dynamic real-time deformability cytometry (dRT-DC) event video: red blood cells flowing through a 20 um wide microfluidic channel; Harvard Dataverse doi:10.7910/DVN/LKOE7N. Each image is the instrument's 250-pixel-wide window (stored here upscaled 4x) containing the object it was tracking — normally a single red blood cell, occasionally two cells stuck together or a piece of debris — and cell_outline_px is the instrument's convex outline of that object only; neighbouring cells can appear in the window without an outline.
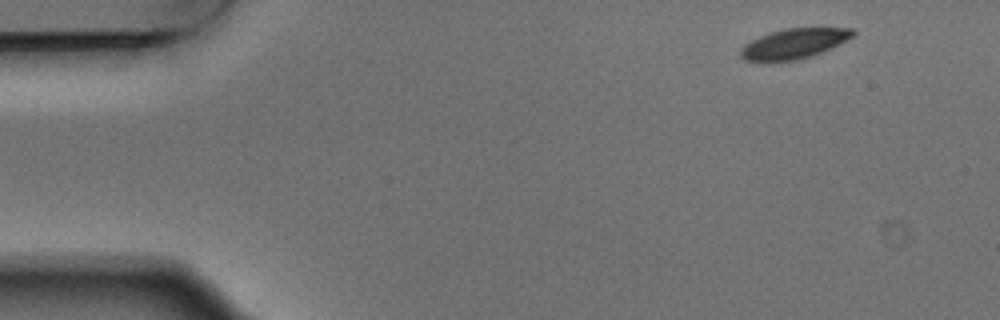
{"species": "Egyptian fruit bat (a non-hibernating species)", "species_latin": "Rousettus aegyptiacus", "temperature_condition": "warm", "stored_images_in_passage": 4, "camera_frame_rate_fps": 3000, "um_per_image_px": 0.085, "animal": {"sex": "male"}, "frame": {"image": 1, "passage_image": 1, "time_ms": 0.0, "image_size_px": [1000, 320], "cell_outline_px": [[856, 32], [848, 40], [840, 44], [812, 56], [800, 60], [768, 64], [744, 60], [740, 56], [740, 48], [744, 44], [760, 36], [784, 28], [852, 28]], "centroid_in_image_um": [67.43, 3.76], "position_along_channel_um": 17.6, "area_um2": 20.29}}
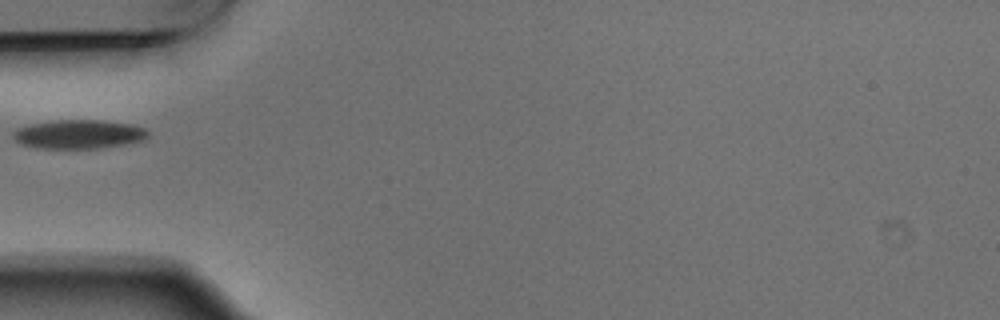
{"frame": {"image": 2, "passage_image": 4, "time_ms": 1.0, "image_size_px": [1000, 320], "cell_outline_px": [[148, 136], [144, 140], [124, 144], [96, 148], [36, 148], [20, 144], [12, 136], [12, 132], [16, 128], [32, 124], [56, 120], [100, 120], [132, 124], [144, 128], [148, 132]], "centroid_in_image_um": [6.67, 11.41], "position_along_channel_um": 78.3, "area_um2": 22.66}}